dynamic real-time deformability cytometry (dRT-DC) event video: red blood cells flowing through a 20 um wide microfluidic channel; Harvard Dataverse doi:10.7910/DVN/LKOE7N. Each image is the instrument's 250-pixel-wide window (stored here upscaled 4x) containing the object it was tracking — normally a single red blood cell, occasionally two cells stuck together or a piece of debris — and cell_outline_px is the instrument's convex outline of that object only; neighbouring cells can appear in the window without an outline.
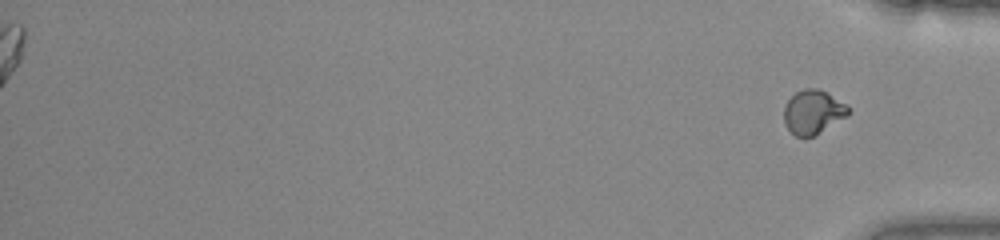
{"species": "common noctule bat (a hibernating species)", "species_latin": "Nyctalus noctula", "temperature_condition": "warm", "stored_images_in_passage": 38, "segment_of_instrument_passage": [2, 2], "camera_frame_rate_fps": 3000, "um_per_image_px": 0.085, "animal": {"sex": "female", "body_mass_g": 22.0, "forearm_length_mm": 56.7}, "frame": {"image": 1, "passage_image": 38, "time_ms": 12.333, "image_size_px": [1000, 240], "cell_outline_px": [[852, 108], [848, 116], [812, 136], [796, 136], [784, 124], [784, 104], [796, 92], [804, 88], [816, 88], [848, 104]], "centroid_in_image_um": [69.12, 9.51], "position_along_channel_um": 366.1, "area_um2": 16.42}}